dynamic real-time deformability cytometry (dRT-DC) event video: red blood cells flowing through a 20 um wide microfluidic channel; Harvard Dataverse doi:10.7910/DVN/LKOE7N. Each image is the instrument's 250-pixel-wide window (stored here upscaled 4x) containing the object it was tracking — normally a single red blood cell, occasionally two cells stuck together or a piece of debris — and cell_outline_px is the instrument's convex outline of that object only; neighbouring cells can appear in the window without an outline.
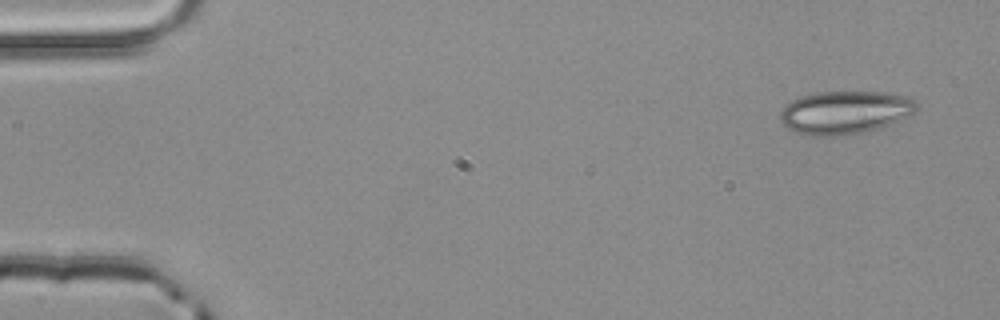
{"species": "common noctule bat (a hibernating species)", "species_latin": "Nyctalus noctula", "temperature_condition": "room temperature", "stored_images_in_passage": 4, "camera_frame_rate_fps": 3000, "um_per_image_px": 0.085, "animal": {"sex": "male", "body_mass_g": 20.4}, "frame": {"image": 1, "passage_image": 1, "time_ms": 0.0, "image_size_px": [1000, 320], "cell_outline_px": [[920, 104], [916, 112], [912, 116], [892, 124], [864, 132], [832, 136], [816, 136], [796, 132], [788, 128], [780, 120], [780, 112], [792, 100], [800, 96], [816, 92], [880, 92], [908, 96], [916, 100]], "centroid_in_image_um": [71.9, 9.55], "position_along_channel_um": 13.1, "area_um2": 34.51}}